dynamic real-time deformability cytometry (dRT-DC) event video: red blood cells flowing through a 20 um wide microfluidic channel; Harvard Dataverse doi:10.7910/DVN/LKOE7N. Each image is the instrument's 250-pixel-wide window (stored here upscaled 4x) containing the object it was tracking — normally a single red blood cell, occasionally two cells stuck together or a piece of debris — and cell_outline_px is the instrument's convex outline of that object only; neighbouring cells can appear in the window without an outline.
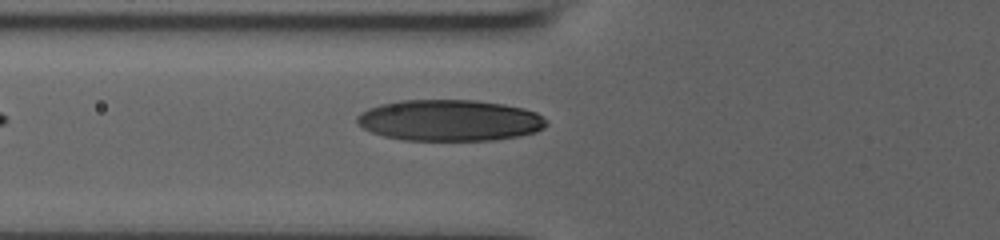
{"species": "human", "species_latin": "Homo sapiens", "temperature_condition": "room temperature", "stored_images_in_passage": 35, "camera_frame_rate_fps": 3000, "um_per_image_px": 0.085, "donor": {"sex": "male"}, "frame": {"image": 1, "passage_image": 2, "time_ms": 0.333, "image_size_px": [1000, 240], "cell_outline_px": [[548, 124], [544, 128], [536, 132], [520, 136], [496, 140], [404, 140], [384, 136], [372, 132], [364, 128], [356, 120], [356, 116], [360, 112], [368, 108], [380, 104], [400, 100], [476, 100], [504, 104], [524, 108], [536, 112], [548, 120]], "centroid_in_image_um": [38.25, 10.23], "position_along_channel_um": 87.5, "area_um2": 45.84}}
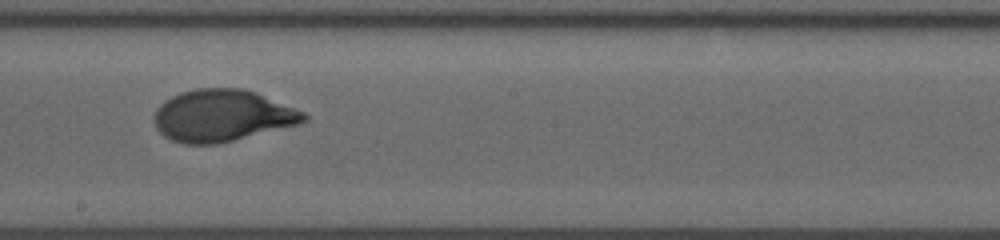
{"frame": {"image": 2, "passage_image": 13, "time_ms": 4.0, "image_size_px": [1000, 240], "cell_outline_px": [[308, 120], [296, 124], [216, 144], [184, 144], [172, 140], [164, 136], [156, 128], [156, 108], [164, 100], [180, 92], [196, 88], [244, 88], [256, 92], [304, 112], [308, 116]], "centroid_in_image_um": [18.86, 9.81], "position_along_channel_um": 229.3, "area_um2": 44.74}}
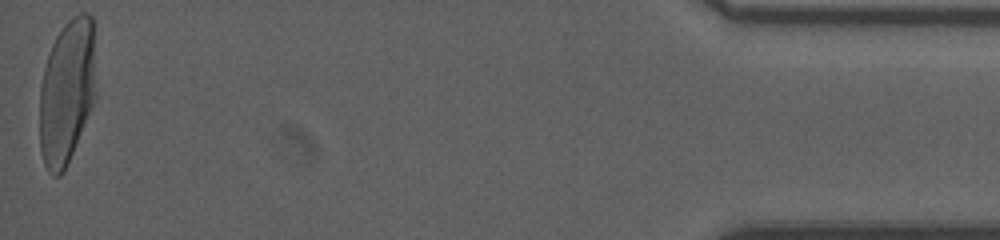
{"frame": {"image": 3, "passage_image": 35, "time_ms": 11.333, "image_size_px": [1000, 240], "cell_outline_px": [[96, 96], [68, 164], [64, 172], [60, 176], [52, 176], [48, 172], [44, 164], [40, 152], [40, 88], [44, 68], [52, 44], [56, 36], [68, 20], [72, 16], [80, 12], [88, 12], [92, 16], [96, 92]], "centroid_in_image_um": [5.68, 7.82], "position_along_channel_um": 429.5, "area_um2": 47.74}, "authors_computed_cell_mechanics": {"area_um2": 45.1418, "velocity_mm_per_s": 3.8523, "shape_relaxation_time_tau1_ms": 3.5426, "shape_relaxation_time_tau2_ms": null, "deformation_change_tau1": 0.2008, "deformation_change_tau2": null}}